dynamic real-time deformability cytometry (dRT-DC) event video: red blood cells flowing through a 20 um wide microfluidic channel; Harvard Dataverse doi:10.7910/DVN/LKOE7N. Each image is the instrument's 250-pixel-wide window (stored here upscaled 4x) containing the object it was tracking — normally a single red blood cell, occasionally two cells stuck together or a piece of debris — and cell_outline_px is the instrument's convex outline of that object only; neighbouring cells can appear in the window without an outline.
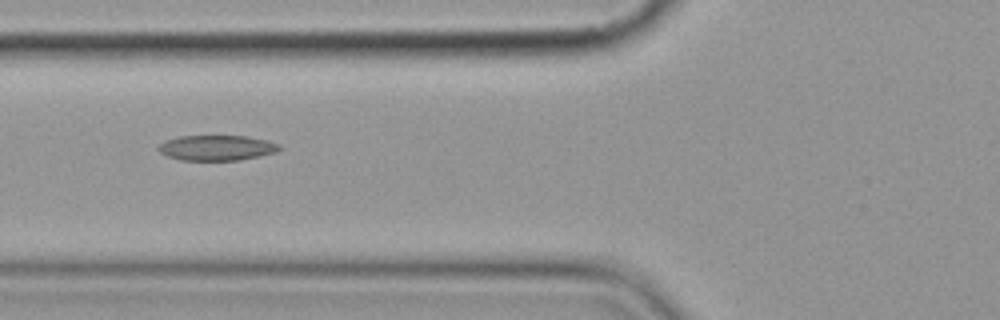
{"species": "common noctule bat (a hibernating species)", "species_latin": "Nyctalus noctula", "temperature_condition": "cold", "stored_images_in_passage": 7, "camera_frame_rate_fps": 3000, "um_per_image_px": 0.085, "animal": {"sex": "female", "body_mass_g": 19.9}, "frame": {"image": 1, "passage_image": 6, "time_ms": 6.667, "image_size_px": [1000, 320], "cell_outline_px": [[284, 148], [276, 152], [260, 156], [240, 160], [180, 160], [168, 156], [160, 152], [156, 148], [164, 140], [180, 136], [248, 136], [268, 140], [280, 144]], "centroid_in_image_um": [18.46, 12.56], "position_along_channel_um": 107.3, "area_um2": 18.03}}
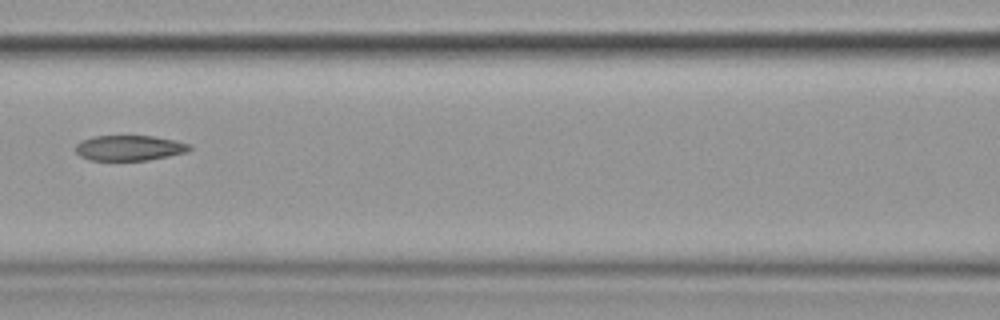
{"frame": {"image": 2, "passage_image": 7, "time_ms": 8.0, "image_size_px": [1000, 320], "cell_outline_px": [[192, 148], [188, 152], [148, 160], [88, 160], [80, 156], [76, 152], [76, 144], [80, 140], [92, 136], [152, 136], [176, 140], [188, 144]], "centroid_in_image_um": [10.97, 12.57], "position_along_channel_um": 155.6, "area_um2": 16.88}}